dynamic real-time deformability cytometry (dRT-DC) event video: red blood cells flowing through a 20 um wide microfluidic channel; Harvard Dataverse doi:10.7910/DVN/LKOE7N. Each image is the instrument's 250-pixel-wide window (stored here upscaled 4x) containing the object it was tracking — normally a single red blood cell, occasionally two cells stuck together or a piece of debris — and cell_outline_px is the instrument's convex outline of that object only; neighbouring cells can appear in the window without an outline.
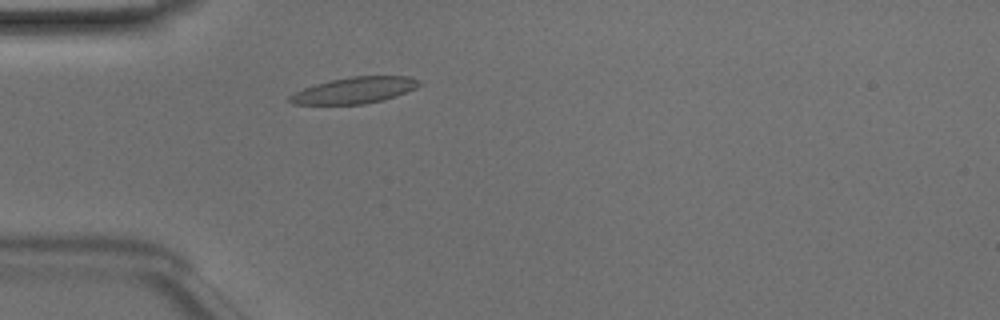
{"species": "Egyptian fruit bat (a non-hibernating species)", "species_latin": "Rousettus aegyptiacus", "temperature_condition": "room temperature", "stored_images_in_passage": 44, "camera_frame_rate_fps": 3000, "um_per_image_px": 0.085, "animal": {"sex": "male"}, "frame": {"image": 1, "passage_image": 9, "time_ms": 2.667, "image_size_px": [1000, 320], "cell_outline_px": [[424, 84], [416, 88], [384, 100], [364, 104], [292, 104], [288, 100], [288, 96], [304, 88], [328, 80], [352, 76], [408, 76], [420, 80]], "centroid_in_image_um": [30.16, 7.67], "position_along_channel_um": 54.8, "area_um2": 19.88}}
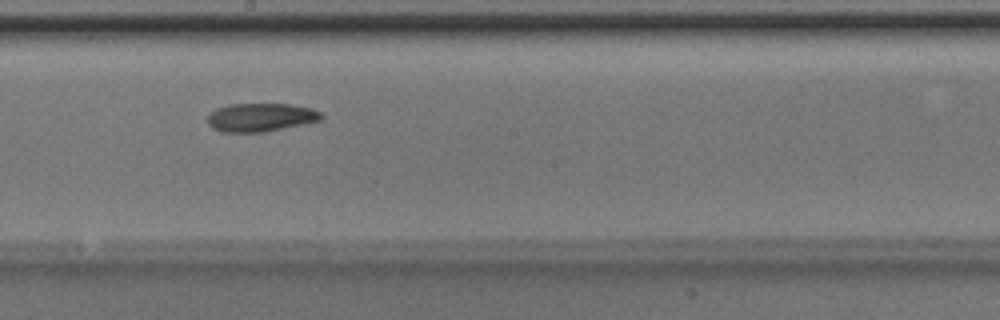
{"frame": {"image": 2, "passage_image": 22, "time_ms": 7.0, "image_size_px": [1000, 320], "cell_outline_px": [[324, 120], [264, 132], [220, 132], [212, 128], [208, 124], [208, 112], [216, 108], [228, 104], [288, 104], [312, 108], [320, 112], [324, 116]], "centroid_in_image_um": [22.15, 9.97], "position_along_channel_um": 226.0, "area_um2": 19.07}}
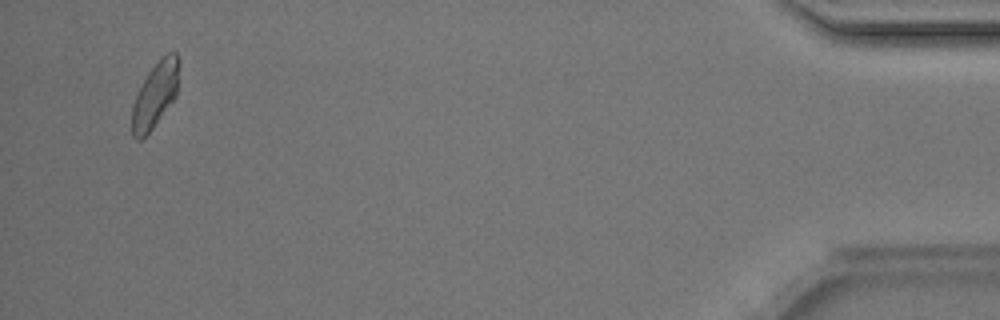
{"frame": {"image": 3, "passage_image": 42, "time_ms": 13.667, "image_size_px": [1000, 320], "cell_outline_px": [[180, 60], [176, 96], [152, 128], [140, 140], [136, 140], [132, 136], [132, 104], [148, 72], [168, 52], [176, 52]], "centroid_in_image_um": [13.2, 8.06], "position_along_channel_um": 422.0, "area_um2": 17.57}, "authors_computed_cell_mechanics": {"area_um2": 18.785, "velocity_mm_per_s": 4.1156, "shape_relaxation_time_tau1_ms": null, "shape_relaxation_time_tau2_ms": 2.4907, "deformation_change_tau1": null, "deformation_change_tau2": 0.0714}}